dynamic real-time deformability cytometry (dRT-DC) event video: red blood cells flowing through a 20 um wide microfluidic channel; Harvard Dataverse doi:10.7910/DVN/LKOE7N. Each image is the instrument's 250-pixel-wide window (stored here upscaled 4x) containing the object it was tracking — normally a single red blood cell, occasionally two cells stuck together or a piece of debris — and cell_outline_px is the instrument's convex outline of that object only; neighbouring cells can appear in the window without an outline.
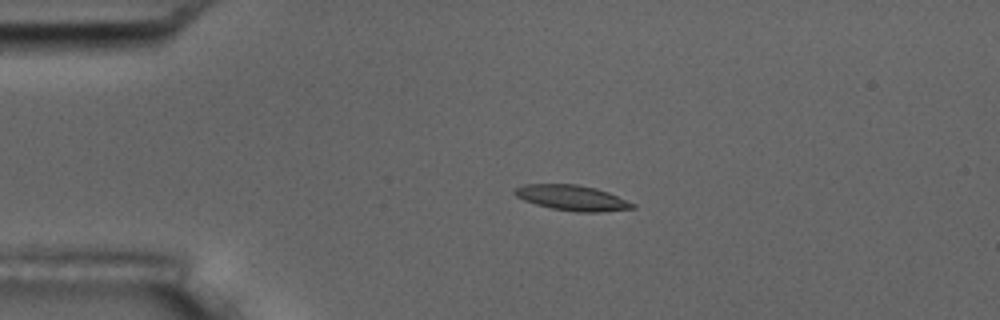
{"species": "common noctule bat (a hibernating species)", "species_latin": "Nyctalus noctula", "temperature_condition": "room temperature", "stored_images_in_passage": 4, "camera_frame_rate_fps": 3000, "um_per_image_px": 0.085, "animal": {"sex": "male", "body_mass_g": 17.5, "forearm_length_mm": 52.3}, "frame": {"image": 1, "passage_image": 3, "time_ms": 2.0, "image_size_px": [1000, 320], "cell_outline_px": [[636, 208], [600, 212], [576, 212], [552, 208], [536, 204], [524, 200], [516, 196], [512, 192], [512, 188], [524, 184], [576, 184], [596, 188], [608, 192], [636, 204]], "centroid_in_image_um": [48.61, 16.81], "position_along_channel_um": 36.4, "area_um2": 17.51}}